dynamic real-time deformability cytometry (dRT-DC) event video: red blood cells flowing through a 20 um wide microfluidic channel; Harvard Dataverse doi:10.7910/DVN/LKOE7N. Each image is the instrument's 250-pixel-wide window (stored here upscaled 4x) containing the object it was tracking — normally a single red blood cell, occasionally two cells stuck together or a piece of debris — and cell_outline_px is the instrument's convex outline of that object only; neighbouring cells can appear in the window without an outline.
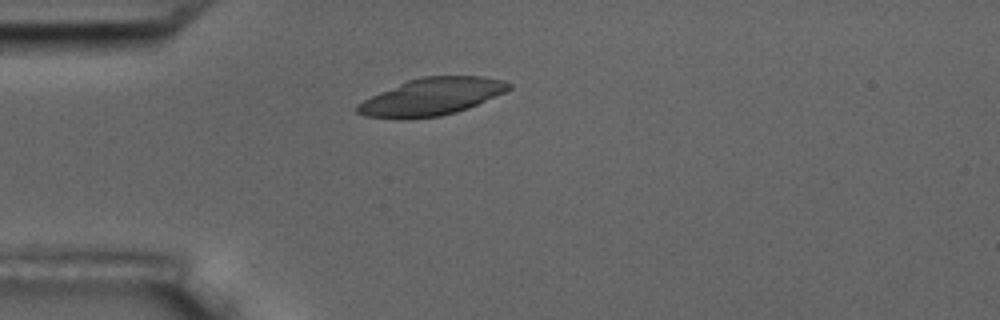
{"species": "common noctule bat (a hibernating species)", "species_latin": "Nyctalus noctula", "temperature_condition": "room temperature", "stored_images_in_passage": 15, "camera_frame_rate_fps": 3000, "um_per_image_px": 0.085, "animal": {"sex": "male", "body_mass_g": 17.5, "forearm_length_mm": 52.3}, "frame": {"image": 1, "passage_image": 3, "time_ms": 2.333, "image_size_px": [1000, 320], "cell_outline_px": [[512, 88], [504, 92], [468, 108], [456, 112], [440, 116], [404, 120], [400, 120], [364, 116], [356, 112], [356, 104], [380, 92], [408, 80], [420, 76], [480, 76], [504, 80], [512, 84]], "centroid_in_image_um": [36.66, 8.24], "position_along_channel_um": 48.3, "area_um2": 33.0}}
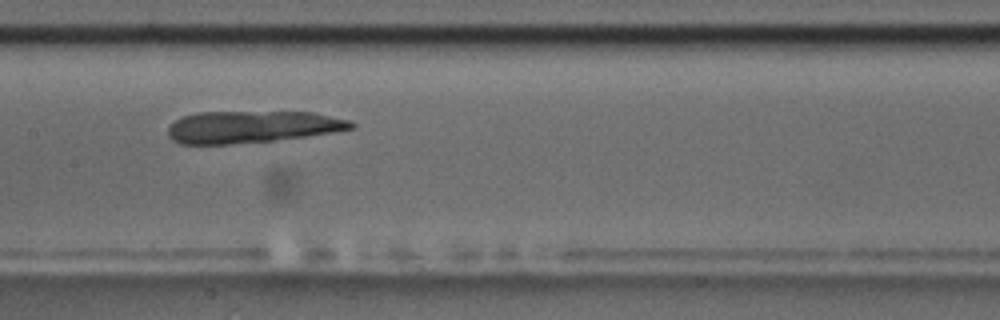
{"frame": {"image": 2, "passage_image": 7, "time_ms": 6.667, "image_size_px": [1000, 320], "cell_outline_px": [[356, 124], [352, 128], [332, 132], [304, 136], [272, 140], [228, 144], [180, 144], [172, 140], [168, 136], [168, 128], [176, 120], [184, 116], [196, 112], [312, 112], [352, 120]], "centroid_in_image_um": [21.4, 10.77], "position_along_channel_um": 186.0, "area_um2": 33.93}}